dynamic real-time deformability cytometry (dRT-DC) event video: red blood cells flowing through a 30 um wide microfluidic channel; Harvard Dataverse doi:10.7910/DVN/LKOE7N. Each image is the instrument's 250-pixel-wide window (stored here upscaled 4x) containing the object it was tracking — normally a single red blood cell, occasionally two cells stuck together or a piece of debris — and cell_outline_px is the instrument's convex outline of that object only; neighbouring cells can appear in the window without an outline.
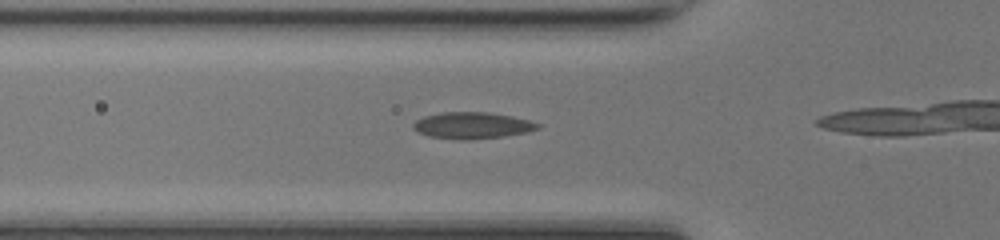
{"species": "common noctule bat (a hibernating species)", "species_latin": "Nyctalus noctula", "temperature_condition": "room temperature", "stored_images_in_passage": 7, "camera_frame_rate_fps": 3000, "um_per_image_px": 0.085, "animal": {"sex": "female", "body_mass_g": 17.0, "forearm_length_mm": 48.0}, "frame": {"image": 1, "passage_image": 3, "time_ms": 0.667, "image_size_px": [1000, 240], "cell_outline_px": [[540, 128], [528, 132], [504, 136], [468, 140], [460, 140], [428, 136], [412, 128], [412, 124], [416, 120], [424, 116], [444, 112], [488, 112], [512, 116], [528, 120], [540, 124]], "centroid_in_image_um": [40.14, 10.66], "position_along_channel_um": 85.7, "area_um2": 19.25}}
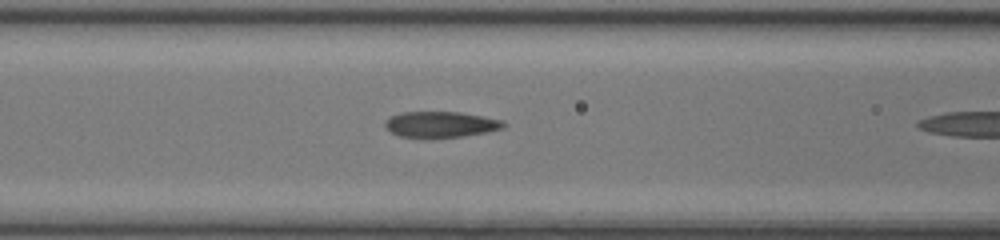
{"frame": {"image": 2, "passage_image": 6, "time_ms": 1.667, "image_size_px": [1000, 240], "cell_outline_px": [[508, 124], [504, 128], [488, 132], [464, 136], [400, 136], [392, 132], [384, 124], [392, 116], [404, 112], [460, 112], [500, 120]], "centroid_in_image_um": [37.53, 10.56], "position_along_channel_um": 129.1, "area_um2": 17.22}}